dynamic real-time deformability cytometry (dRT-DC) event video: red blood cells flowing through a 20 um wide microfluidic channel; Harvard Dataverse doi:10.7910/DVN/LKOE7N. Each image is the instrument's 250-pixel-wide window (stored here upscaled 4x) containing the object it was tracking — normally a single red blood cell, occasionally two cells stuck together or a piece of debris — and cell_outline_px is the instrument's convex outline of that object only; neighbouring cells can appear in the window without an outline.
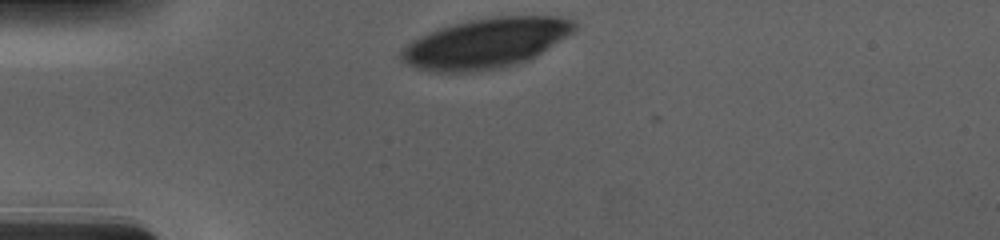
{"species": "human", "species_latin": "Homo sapiens", "temperature_condition": "cold", "stored_images_in_passage": 32, "camera_frame_rate_fps": 3000, "um_per_image_px": 0.085, "donor": {"sex": "male"}, "frame": {"image": 1, "passage_image": 1, "time_ms": 0.0, "image_size_px": [1000, 240], "cell_outline_px": [[580, 24], [572, 32], [536, 56], [528, 60], [516, 64], [496, 68], [468, 72], [428, 72], [408, 64], [400, 60], [396, 56], [412, 40], [428, 32], [452, 24], [468, 20], [496, 16], [560, 16], [576, 20]], "centroid_in_image_um": [41.29, 3.66], "position_along_channel_um": 43.7, "area_um2": 50.52}}
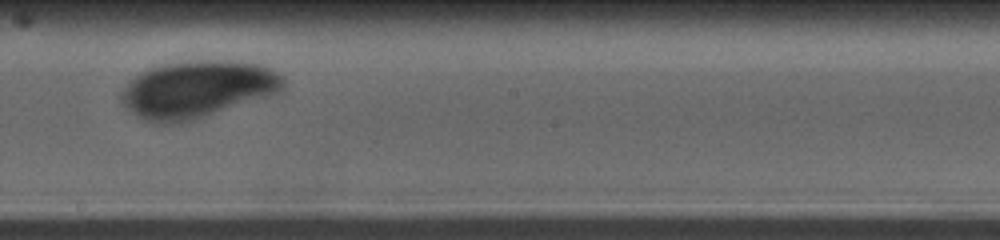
{"frame": {"image": 2, "passage_image": 19, "time_ms": 6.0, "image_size_px": [1000, 240], "cell_outline_px": [[284, 88], [280, 92], [268, 96], [180, 124], [156, 124], [144, 120], [132, 112], [124, 104], [120, 96], [120, 92], [140, 72], [160, 64], [204, 60], [216, 60], [264, 64], [284, 76]], "centroid_in_image_um": [16.79, 7.59], "position_along_channel_um": 231.4, "area_um2": 53.75}}
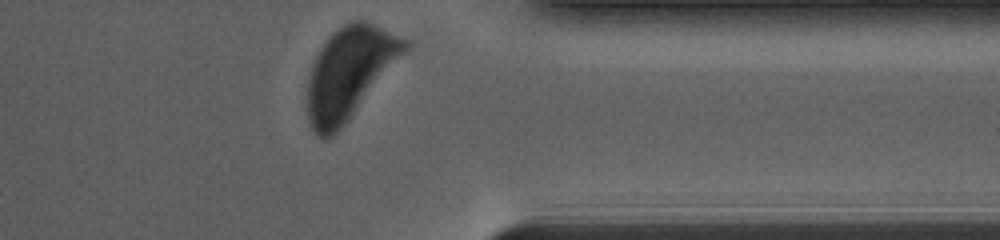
{"frame": {"image": 3, "passage_image": 32, "time_ms": 10.333, "image_size_px": [1000, 240], "cell_outline_px": [[412, 44], [344, 124], [332, 136], [324, 140], [312, 128], [308, 120], [308, 80], [312, 64], [320, 48], [328, 36], [332, 32], [344, 24], [352, 20], [364, 20], [412, 40]], "centroid_in_image_um": [29.72, 6.13], "position_along_channel_um": 381.7, "area_um2": 51.15}}